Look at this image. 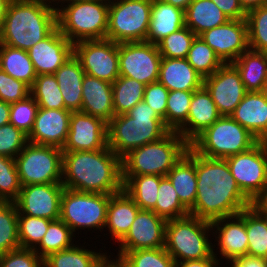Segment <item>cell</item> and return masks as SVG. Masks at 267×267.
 I'll return each instance as SVG.
<instances>
[{
  "instance_id": "obj_28",
  "label": "cell",
  "mask_w": 267,
  "mask_h": 267,
  "mask_svg": "<svg viewBox=\"0 0 267 267\" xmlns=\"http://www.w3.org/2000/svg\"><path fill=\"white\" fill-rule=\"evenodd\" d=\"M185 26V11L160 0H152L146 42L157 44L164 37Z\"/></svg>"
},
{
  "instance_id": "obj_22",
  "label": "cell",
  "mask_w": 267,
  "mask_h": 267,
  "mask_svg": "<svg viewBox=\"0 0 267 267\" xmlns=\"http://www.w3.org/2000/svg\"><path fill=\"white\" fill-rule=\"evenodd\" d=\"M211 228L216 230V235L218 233L215 238L218 237L217 246H219L222 257L230 262V260L247 254L248 236L245 226V209L239 214L212 221Z\"/></svg>"
},
{
  "instance_id": "obj_54",
  "label": "cell",
  "mask_w": 267,
  "mask_h": 267,
  "mask_svg": "<svg viewBox=\"0 0 267 267\" xmlns=\"http://www.w3.org/2000/svg\"><path fill=\"white\" fill-rule=\"evenodd\" d=\"M230 20L245 19L247 12L242 8L239 0H212Z\"/></svg>"
},
{
  "instance_id": "obj_41",
  "label": "cell",
  "mask_w": 267,
  "mask_h": 267,
  "mask_svg": "<svg viewBox=\"0 0 267 267\" xmlns=\"http://www.w3.org/2000/svg\"><path fill=\"white\" fill-rule=\"evenodd\" d=\"M186 59L203 79L215 73L224 64L200 36L193 40Z\"/></svg>"
},
{
  "instance_id": "obj_45",
  "label": "cell",
  "mask_w": 267,
  "mask_h": 267,
  "mask_svg": "<svg viewBox=\"0 0 267 267\" xmlns=\"http://www.w3.org/2000/svg\"><path fill=\"white\" fill-rule=\"evenodd\" d=\"M245 20L249 49L267 52V5L248 11Z\"/></svg>"
},
{
  "instance_id": "obj_39",
  "label": "cell",
  "mask_w": 267,
  "mask_h": 267,
  "mask_svg": "<svg viewBox=\"0 0 267 267\" xmlns=\"http://www.w3.org/2000/svg\"><path fill=\"white\" fill-rule=\"evenodd\" d=\"M74 235L70 227L61 219L52 221L42 238L35 252L42 258H46L49 254L59 252L74 246L72 236ZM40 251V252H39Z\"/></svg>"
},
{
  "instance_id": "obj_17",
  "label": "cell",
  "mask_w": 267,
  "mask_h": 267,
  "mask_svg": "<svg viewBox=\"0 0 267 267\" xmlns=\"http://www.w3.org/2000/svg\"><path fill=\"white\" fill-rule=\"evenodd\" d=\"M223 63H232L249 49L245 19L227 23L205 31L200 35Z\"/></svg>"
},
{
  "instance_id": "obj_36",
  "label": "cell",
  "mask_w": 267,
  "mask_h": 267,
  "mask_svg": "<svg viewBox=\"0 0 267 267\" xmlns=\"http://www.w3.org/2000/svg\"><path fill=\"white\" fill-rule=\"evenodd\" d=\"M145 86L135 79L119 76L112 83L114 115L126 114L137 103L143 101Z\"/></svg>"
},
{
  "instance_id": "obj_8",
  "label": "cell",
  "mask_w": 267,
  "mask_h": 267,
  "mask_svg": "<svg viewBox=\"0 0 267 267\" xmlns=\"http://www.w3.org/2000/svg\"><path fill=\"white\" fill-rule=\"evenodd\" d=\"M259 140L231 116H221L189 146L199 155L225 159L249 150Z\"/></svg>"
},
{
  "instance_id": "obj_52",
  "label": "cell",
  "mask_w": 267,
  "mask_h": 267,
  "mask_svg": "<svg viewBox=\"0 0 267 267\" xmlns=\"http://www.w3.org/2000/svg\"><path fill=\"white\" fill-rule=\"evenodd\" d=\"M0 267H43V259L34 249L18 248L0 255Z\"/></svg>"
},
{
  "instance_id": "obj_3",
  "label": "cell",
  "mask_w": 267,
  "mask_h": 267,
  "mask_svg": "<svg viewBox=\"0 0 267 267\" xmlns=\"http://www.w3.org/2000/svg\"><path fill=\"white\" fill-rule=\"evenodd\" d=\"M51 0L10 1L0 44L28 51L57 28V9Z\"/></svg>"
},
{
  "instance_id": "obj_46",
  "label": "cell",
  "mask_w": 267,
  "mask_h": 267,
  "mask_svg": "<svg viewBox=\"0 0 267 267\" xmlns=\"http://www.w3.org/2000/svg\"><path fill=\"white\" fill-rule=\"evenodd\" d=\"M52 220L30 215H18L20 248L34 249L44 237Z\"/></svg>"
},
{
  "instance_id": "obj_55",
  "label": "cell",
  "mask_w": 267,
  "mask_h": 267,
  "mask_svg": "<svg viewBox=\"0 0 267 267\" xmlns=\"http://www.w3.org/2000/svg\"><path fill=\"white\" fill-rule=\"evenodd\" d=\"M230 261L232 264L231 267H267V260L265 258L248 254L237 257Z\"/></svg>"
},
{
  "instance_id": "obj_64",
  "label": "cell",
  "mask_w": 267,
  "mask_h": 267,
  "mask_svg": "<svg viewBox=\"0 0 267 267\" xmlns=\"http://www.w3.org/2000/svg\"><path fill=\"white\" fill-rule=\"evenodd\" d=\"M104 267H119L116 262L111 261V259L107 262Z\"/></svg>"
},
{
  "instance_id": "obj_51",
  "label": "cell",
  "mask_w": 267,
  "mask_h": 267,
  "mask_svg": "<svg viewBox=\"0 0 267 267\" xmlns=\"http://www.w3.org/2000/svg\"><path fill=\"white\" fill-rule=\"evenodd\" d=\"M30 95V87L0 69V100L12 104Z\"/></svg>"
},
{
  "instance_id": "obj_63",
  "label": "cell",
  "mask_w": 267,
  "mask_h": 267,
  "mask_svg": "<svg viewBox=\"0 0 267 267\" xmlns=\"http://www.w3.org/2000/svg\"><path fill=\"white\" fill-rule=\"evenodd\" d=\"M260 92L262 93V95H263L264 97L267 98V80H266V82L263 84L262 90H261Z\"/></svg>"
},
{
  "instance_id": "obj_26",
  "label": "cell",
  "mask_w": 267,
  "mask_h": 267,
  "mask_svg": "<svg viewBox=\"0 0 267 267\" xmlns=\"http://www.w3.org/2000/svg\"><path fill=\"white\" fill-rule=\"evenodd\" d=\"M158 81L169 91H196L203 86V78L186 58H162Z\"/></svg>"
},
{
  "instance_id": "obj_18",
  "label": "cell",
  "mask_w": 267,
  "mask_h": 267,
  "mask_svg": "<svg viewBox=\"0 0 267 267\" xmlns=\"http://www.w3.org/2000/svg\"><path fill=\"white\" fill-rule=\"evenodd\" d=\"M166 220L152 210H139L128 233L119 241L118 253L163 248Z\"/></svg>"
},
{
  "instance_id": "obj_20",
  "label": "cell",
  "mask_w": 267,
  "mask_h": 267,
  "mask_svg": "<svg viewBox=\"0 0 267 267\" xmlns=\"http://www.w3.org/2000/svg\"><path fill=\"white\" fill-rule=\"evenodd\" d=\"M71 111L38 108L28 142L62 149L67 141Z\"/></svg>"
},
{
  "instance_id": "obj_13",
  "label": "cell",
  "mask_w": 267,
  "mask_h": 267,
  "mask_svg": "<svg viewBox=\"0 0 267 267\" xmlns=\"http://www.w3.org/2000/svg\"><path fill=\"white\" fill-rule=\"evenodd\" d=\"M119 74L145 85L159 79L162 56L156 44L126 42L118 44Z\"/></svg>"
},
{
  "instance_id": "obj_21",
  "label": "cell",
  "mask_w": 267,
  "mask_h": 267,
  "mask_svg": "<svg viewBox=\"0 0 267 267\" xmlns=\"http://www.w3.org/2000/svg\"><path fill=\"white\" fill-rule=\"evenodd\" d=\"M37 75L54 74L73 54V44L57 27L28 50Z\"/></svg>"
},
{
  "instance_id": "obj_32",
  "label": "cell",
  "mask_w": 267,
  "mask_h": 267,
  "mask_svg": "<svg viewBox=\"0 0 267 267\" xmlns=\"http://www.w3.org/2000/svg\"><path fill=\"white\" fill-rule=\"evenodd\" d=\"M232 64L238 70L247 92L262 90L267 80V52L248 49Z\"/></svg>"
},
{
  "instance_id": "obj_44",
  "label": "cell",
  "mask_w": 267,
  "mask_h": 267,
  "mask_svg": "<svg viewBox=\"0 0 267 267\" xmlns=\"http://www.w3.org/2000/svg\"><path fill=\"white\" fill-rule=\"evenodd\" d=\"M194 91H169L166 109V127L170 131H178L188 117L190 103Z\"/></svg>"
},
{
  "instance_id": "obj_24",
  "label": "cell",
  "mask_w": 267,
  "mask_h": 267,
  "mask_svg": "<svg viewBox=\"0 0 267 267\" xmlns=\"http://www.w3.org/2000/svg\"><path fill=\"white\" fill-rule=\"evenodd\" d=\"M230 116L259 141L267 140V98L260 91L246 92Z\"/></svg>"
},
{
  "instance_id": "obj_27",
  "label": "cell",
  "mask_w": 267,
  "mask_h": 267,
  "mask_svg": "<svg viewBox=\"0 0 267 267\" xmlns=\"http://www.w3.org/2000/svg\"><path fill=\"white\" fill-rule=\"evenodd\" d=\"M166 177L175 188L180 202L190 210L194 206L197 194L195 151L190 146Z\"/></svg>"
},
{
  "instance_id": "obj_1",
  "label": "cell",
  "mask_w": 267,
  "mask_h": 267,
  "mask_svg": "<svg viewBox=\"0 0 267 267\" xmlns=\"http://www.w3.org/2000/svg\"><path fill=\"white\" fill-rule=\"evenodd\" d=\"M197 194L189 215L212 222L239 214L251 206L231 174L226 159L209 158L195 152Z\"/></svg>"
},
{
  "instance_id": "obj_14",
  "label": "cell",
  "mask_w": 267,
  "mask_h": 267,
  "mask_svg": "<svg viewBox=\"0 0 267 267\" xmlns=\"http://www.w3.org/2000/svg\"><path fill=\"white\" fill-rule=\"evenodd\" d=\"M73 54L86 75L113 83L119 76L118 43L109 39L73 44Z\"/></svg>"
},
{
  "instance_id": "obj_43",
  "label": "cell",
  "mask_w": 267,
  "mask_h": 267,
  "mask_svg": "<svg viewBox=\"0 0 267 267\" xmlns=\"http://www.w3.org/2000/svg\"><path fill=\"white\" fill-rule=\"evenodd\" d=\"M152 211L166 221L189 215V210L180 202L175 188L167 177L160 181L157 202Z\"/></svg>"
},
{
  "instance_id": "obj_58",
  "label": "cell",
  "mask_w": 267,
  "mask_h": 267,
  "mask_svg": "<svg viewBox=\"0 0 267 267\" xmlns=\"http://www.w3.org/2000/svg\"><path fill=\"white\" fill-rule=\"evenodd\" d=\"M242 8L248 12L254 8L267 5V0H239Z\"/></svg>"
},
{
  "instance_id": "obj_29",
  "label": "cell",
  "mask_w": 267,
  "mask_h": 267,
  "mask_svg": "<svg viewBox=\"0 0 267 267\" xmlns=\"http://www.w3.org/2000/svg\"><path fill=\"white\" fill-rule=\"evenodd\" d=\"M65 109L71 112L81 111L82 83L85 72L80 61L72 54L66 62L54 73Z\"/></svg>"
},
{
  "instance_id": "obj_60",
  "label": "cell",
  "mask_w": 267,
  "mask_h": 267,
  "mask_svg": "<svg viewBox=\"0 0 267 267\" xmlns=\"http://www.w3.org/2000/svg\"><path fill=\"white\" fill-rule=\"evenodd\" d=\"M160 1L166 2V3L170 4V5L178 7L180 9H182L183 11H185L186 8L189 6V4L193 0H160Z\"/></svg>"
},
{
  "instance_id": "obj_11",
  "label": "cell",
  "mask_w": 267,
  "mask_h": 267,
  "mask_svg": "<svg viewBox=\"0 0 267 267\" xmlns=\"http://www.w3.org/2000/svg\"><path fill=\"white\" fill-rule=\"evenodd\" d=\"M20 183H62L63 151L54 146L28 142L15 157Z\"/></svg>"
},
{
  "instance_id": "obj_19",
  "label": "cell",
  "mask_w": 267,
  "mask_h": 267,
  "mask_svg": "<svg viewBox=\"0 0 267 267\" xmlns=\"http://www.w3.org/2000/svg\"><path fill=\"white\" fill-rule=\"evenodd\" d=\"M107 146L106 122L81 111L71 112L68 138L62 151H95Z\"/></svg>"
},
{
  "instance_id": "obj_40",
  "label": "cell",
  "mask_w": 267,
  "mask_h": 267,
  "mask_svg": "<svg viewBox=\"0 0 267 267\" xmlns=\"http://www.w3.org/2000/svg\"><path fill=\"white\" fill-rule=\"evenodd\" d=\"M30 95L41 108L65 109L64 99L54 74L37 75L30 87Z\"/></svg>"
},
{
  "instance_id": "obj_31",
  "label": "cell",
  "mask_w": 267,
  "mask_h": 267,
  "mask_svg": "<svg viewBox=\"0 0 267 267\" xmlns=\"http://www.w3.org/2000/svg\"><path fill=\"white\" fill-rule=\"evenodd\" d=\"M229 20L212 0H193L185 10V26L196 36Z\"/></svg>"
},
{
  "instance_id": "obj_23",
  "label": "cell",
  "mask_w": 267,
  "mask_h": 267,
  "mask_svg": "<svg viewBox=\"0 0 267 267\" xmlns=\"http://www.w3.org/2000/svg\"><path fill=\"white\" fill-rule=\"evenodd\" d=\"M221 116L210 93L202 86L193 92L186 123L177 132L190 145Z\"/></svg>"
},
{
  "instance_id": "obj_37",
  "label": "cell",
  "mask_w": 267,
  "mask_h": 267,
  "mask_svg": "<svg viewBox=\"0 0 267 267\" xmlns=\"http://www.w3.org/2000/svg\"><path fill=\"white\" fill-rule=\"evenodd\" d=\"M119 267H177L175 260L163 248H151L118 253Z\"/></svg>"
},
{
  "instance_id": "obj_2",
  "label": "cell",
  "mask_w": 267,
  "mask_h": 267,
  "mask_svg": "<svg viewBox=\"0 0 267 267\" xmlns=\"http://www.w3.org/2000/svg\"><path fill=\"white\" fill-rule=\"evenodd\" d=\"M62 184L79 192H120L123 190L122 159L108 146L95 151H63Z\"/></svg>"
},
{
  "instance_id": "obj_9",
  "label": "cell",
  "mask_w": 267,
  "mask_h": 267,
  "mask_svg": "<svg viewBox=\"0 0 267 267\" xmlns=\"http://www.w3.org/2000/svg\"><path fill=\"white\" fill-rule=\"evenodd\" d=\"M152 0H110L106 39L116 43L145 41Z\"/></svg>"
},
{
  "instance_id": "obj_56",
  "label": "cell",
  "mask_w": 267,
  "mask_h": 267,
  "mask_svg": "<svg viewBox=\"0 0 267 267\" xmlns=\"http://www.w3.org/2000/svg\"><path fill=\"white\" fill-rule=\"evenodd\" d=\"M219 259L213 249V255L206 259L200 260H187L177 263V267H216L218 266Z\"/></svg>"
},
{
  "instance_id": "obj_5",
  "label": "cell",
  "mask_w": 267,
  "mask_h": 267,
  "mask_svg": "<svg viewBox=\"0 0 267 267\" xmlns=\"http://www.w3.org/2000/svg\"><path fill=\"white\" fill-rule=\"evenodd\" d=\"M189 144L176 131L158 141L130 151L122 158V176L158 175L166 177L187 151Z\"/></svg>"
},
{
  "instance_id": "obj_4",
  "label": "cell",
  "mask_w": 267,
  "mask_h": 267,
  "mask_svg": "<svg viewBox=\"0 0 267 267\" xmlns=\"http://www.w3.org/2000/svg\"><path fill=\"white\" fill-rule=\"evenodd\" d=\"M170 130L143 100L126 114L115 115L107 123L108 147L122 159L130 151L166 136Z\"/></svg>"
},
{
  "instance_id": "obj_62",
  "label": "cell",
  "mask_w": 267,
  "mask_h": 267,
  "mask_svg": "<svg viewBox=\"0 0 267 267\" xmlns=\"http://www.w3.org/2000/svg\"><path fill=\"white\" fill-rule=\"evenodd\" d=\"M51 1L52 2L58 1L56 4H58L60 2H63V4H64L65 2H67V3H73V2H78V1H94V0H51Z\"/></svg>"
},
{
  "instance_id": "obj_53",
  "label": "cell",
  "mask_w": 267,
  "mask_h": 267,
  "mask_svg": "<svg viewBox=\"0 0 267 267\" xmlns=\"http://www.w3.org/2000/svg\"><path fill=\"white\" fill-rule=\"evenodd\" d=\"M169 90L159 81L145 86L143 100L157 113L166 126V109Z\"/></svg>"
},
{
  "instance_id": "obj_33",
  "label": "cell",
  "mask_w": 267,
  "mask_h": 267,
  "mask_svg": "<svg viewBox=\"0 0 267 267\" xmlns=\"http://www.w3.org/2000/svg\"><path fill=\"white\" fill-rule=\"evenodd\" d=\"M109 258L105 253L90 251L78 245L49 254L43 267H104Z\"/></svg>"
},
{
  "instance_id": "obj_61",
  "label": "cell",
  "mask_w": 267,
  "mask_h": 267,
  "mask_svg": "<svg viewBox=\"0 0 267 267\" xmlns=\"http://www.w3.org/2000/svg\"><path fill=\"white\" fill-rule=\"evenodd\" d=\"M9 3H10V0H0V32L3 27V23H4L7 7Z\"/></svg>"
},
{
  "instance_id": "obj_38",
  "label": "cell",
  "mask_w": 267,
  "mask_h": 267,
  "mask_svg": "<svg viewBox=\"0 0 267 267\" xmlns=\"http://www.w3.org/2000/svg\"><path fill=\"white\" fill-rule=\"evenodd\" d=\"M245 226L248 236L247 254L265 258L267 254V219L250 206L245 209Z\"/></svg>"
},
{
  "instance_id": "obj_7",
  "label": "cell",
  "mask_w": 267,
  "mask_h": 267,
  "mask_svg": "<svg viewBox=\"0 0 267 267\" xmlns=\"http://www.w3.org/2000/svg\"><path fill=\"white\" fill-rule=\"evenodd\" d=\"M211 230V222L192 215L168 220L165 250L176 263L209 258L214 248L207 235Z\"/></svg>"
},
{
  "instance_id": "obj_57",
  "label": "cell",
  "mask_w": 267,
  "mask_h": 267,
  "mask_svg": "<svg viewBox=\"0 0 267 267\" xmlns=\"http://www.w3.org/2000/svg\"><path fill=\"white\" fill-rule=\"evenodd\" d=\"M251 207L258 213H267V186L251 201Z\"/></svg>"
},
{
  "instance_id": "obj_59",
  "label": "cell",
  "mask_w": 267,
  "mask_h": 267,
  "mask_svg": "<svg viewBox=\"0 0 267 267\" xmlns=\"http://www.w3.org/2000/svg\"><path fill=\"white\" fill-rule=\"evenodd\" d=\"M10 104L0 100V127L9 123Z\"/></svg>"
},
{
  "instance_id": "obj_49",
  "label": "cell",
  "mask_w": 267,
  "mask_h": 267,
  "mask_svg": "<svg viewBox=\"0 0 267 267\" xmlns=\"http://www.w3.org/2000/svg\"><path fill=\"white\" fill-rule=\"evenodd\" d=\"M38 108L36 100L31 95L10 104L9 123L28 136L33 128Z\"/></svg>"
},
{
  "instance_id": "obj_47",
  "label": "cell",
  "mask_w": 267,
  "mask_h": 267,
  "mask_svg": "<svg viewBox=\"0 0 267 267\" xmlns=\"http://www.w3.org/2000/svg\"><path fill=\"white\" fill-rule=\"evenodd\" d=\"M196 35L184 26L164 37L156 45L162 58H186Z\"/></svg>"
},
{
  "instance_id": "obj_10",
  "label": "cell",
  "mask_w": 267,
  "mask_h": 267,
  "mask_svg": "<svg viewBox=\"0 0 267 267\" xmlns=\"http://www.w3.org/2000/svg\"><path fill=\"white\" fill-rule=\"evenodd\" d=\"M111 194L79 192L64 188L61 198L60 217L70 229L105 228L107 208Z\"/></svg>"
},
{
  "instance_id": "obj_16",
  "label": "cell",
  "mask_w": 267,
  "mask_h": 267,
  "mask_svg": "<svg viewBox=\"0 0 267 267\" xmlns=\"http://www.w3.org/2000/svg\"><path fill=\"white\" fill-rule=\"evenodd\" d=\"M203 86L222 116H230L247 92L232 63H224L215 73L203 79Z\"/></svg>"
},
{
  "instance_id": "obj_65",
  "label": "cell",
  "mask_w": 267,
  "mask_h": 267,
  "mask_svg": "<svg viewBox=\"0 0 267 267\" xmlns=\"http://www.w3.org/2000/svg\"><path fill=\"white\" fill-rule=\"evenodd\" d=\"M259 214L264 215L265 218L267 219V213H259Z\"/></svg>"
},
{
  "instance_id": "obj_48",
  "label": "cell",
  "mask_w": 267,
  "mask_h": 267,
  "mask_svg": "<svg viewBox=\"0 0 267 267\" xmlns=\"http://www.w3.org/2000/svg\"><path fill=\"white\" fill-rule=\"evenodd\" d=\"M21 188L15 159L0 156V201L14 202Z\"/></svg>"
},
{
  "instance_id": "obj_12",
  "label": "cell",
  "mask_w": 267,
  "mask_h": 267,
  "mask_svg": "<svg viewBox=\"0 0 267 267\" xmlns=\"http://www.w3.org/2000/svg\"><path fill=\"white\" fill-rule=\"evenodd\" d=\"M225 159L242 193L252 201L267 186L265 141H258L249 150Z\"/></svg>"
},
{
  "instance_id": "obj_35",
  "label": "cell",
  "mask_w": 267,
  "mask_h": 267,
  "mask_svg": "<svg viewBox=\"0 0 267 267\" xmlns=\"http://www.w3.org/2000/svg\"><path fill=\"white\" fill-rule=\"evenodd\" d=\"M0 69L29 87L37 77L28 51L4 44H0Z\"/></svg>"
},
{
  "instance_id": "obj_6",
  "label": "cell",
  "mask_w": 267,
  "mask_h": 267,
  "mask_svg": "<svg viewBox=\"0 0 267 267\" xmlns=\"http://www.w3.org/2000/svg\"><path fill=\"white\" fill-rule=\"evenodd\" d=\"M56 6L57 27L75 44L85 40L106 39L110 0L78 1ZM63 7V8H62Z\"/></svg>"
},
{
  "instance_id": "obj_42",
  "label": "cell",
  "mask_w": 267,
  "mask_h": 267,
  "mask_svg": "<svg viewBox=\"0 0 267 267\" xmlns=\"http://www.w3.org/2000/svg\"><path fill=\"white\" fill-rule=\"evenodd\" d=\"M18 248L20 243L16 204L0 201V255Z\"/></svg>"
},
{
  "instance_id": "obj_50",
  "label": "cell",
  "mask_w": 267,
  "mask_h": 267,
  "mask_svg": "<svg viewBox=\"0 0 267 267\" xmlns=\"http://www.w3.org/2000/svg\"><path fill=\"white\" fill-rule=\"evenodd\" d=\"M27 143V135L13 124L7 123L0 127V156L15 159Z\"/></svg>"
},
{
  "instance_id": "obj_34",
  "label": "cell",
  "mask_w": 267,
  "mask_h": 267,
  "mask_svg": "<svg viewBox=\"0 0 267 267\" xmlns=\"http://www.w3.org/2000/svg\"><path fill=\"white\" fill-rule=\"evenodd\" d=\"M163 176H122L123 189L141 210H152L157 202L158 189Z\"/></svg>"
},
{
  "instance_id": "obj_30",
  "label": "cell",
  "mask_w": 267,
  "mask_h": 267,
  "mask_svg": "<svg viewBox=\"0 0 267 267\" xmlns=\"http://www.w3.org/2000/svg\"><path fill=\"white\" fill-rule=\"evenodd\" d=\"M139 210V206L124 189L111 194L105 227L109 228L108 231L113 239L119 242L128 233Z\"/></svg>"
},
{
  "instance_id": "obj_25",
  "label": "cell",
  "mask_w": 267,
  "mask_h": 267,
  "mask_svg": "<svg viewBox=\"0 0 267 267\" xmlns=\"http://www.w3.org/2000/svg\"><path fill=\"white\" fill-rule=\"evenodd\" d=\"M81 112L108 123L115 116L112 83L85 74L82 83Z\"/></svg>"
},
{
  "instance_id": "obj_15",
  "label": "cell",
  "mask_w": 267,
  "mask_h": 267,
  "mask_svg": "<svg viewBox=\"0 0 267 267\" xmlns=\"http://www.w3.org/2000/svg\"><path fill=\"white\" fill-rule=\"evenodd\" d=\"M64 188L62 183L22 186L17 199L14 201L18 215H30L52 221L58 220Z\"/></svg>"
}]
</instances>
